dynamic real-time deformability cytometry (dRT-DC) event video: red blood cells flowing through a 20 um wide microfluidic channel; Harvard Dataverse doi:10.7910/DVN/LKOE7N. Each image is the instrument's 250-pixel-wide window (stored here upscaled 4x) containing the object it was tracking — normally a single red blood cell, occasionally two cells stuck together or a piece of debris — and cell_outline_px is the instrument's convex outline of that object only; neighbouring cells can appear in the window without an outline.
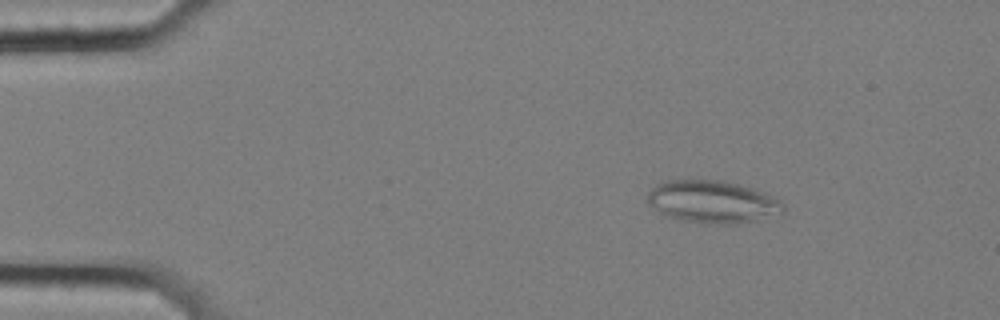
{"species": "common noctule bat (a hibernating species)", "species_latin": "Nyctalus noctula", "temperature_condition": "cold", "stored_images_in_passage": 58, "camera_frame_rate_fps": 3000, "um_per_image_px": 0.085, "animal": {"sex": "female", "body_mass_g": 25.1}, "frame": {"image": 1, "passage_image": 9, "time_ms": 2.667, "image_size_px": [1000, 320], "cell_outline_px": [[784, 212], [756, 220], [736, 224], [708, 224], [680, 220], [668, 216], [660, 212], [648, 204], [648, 192], [656, 184], [664, 180], [684, 176], [724, 180], [752, 188], [776, 196], [780, 200], [784, 208]], "centroid_in_image_um": [60.52, 17.1], "position_along_channel_um": 24.5, "area_um2": 34.62}}
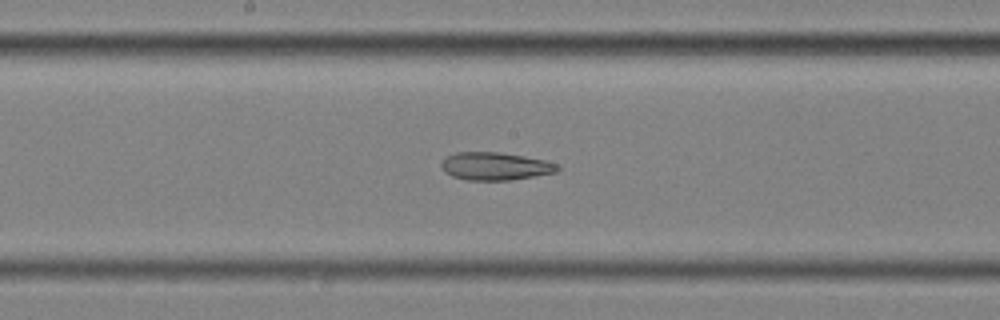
{"frame": {"image": 2, "passage_image": 31, "time_ms": 10.0, "image_size_px": [1000, 320], "cell_outline_px": [[560, 168], [556, 172], [512, 180], [464, 180], [452, 176], [444, 172], [440, 164], [448, 156], [456, 152], [500, 152], [524, 156], [544, 160], [556, 164]], "centroid_in_image_um": [42.07, 14.13], "position_along_channel_um": 206.1, "area_um2": 18.79}}
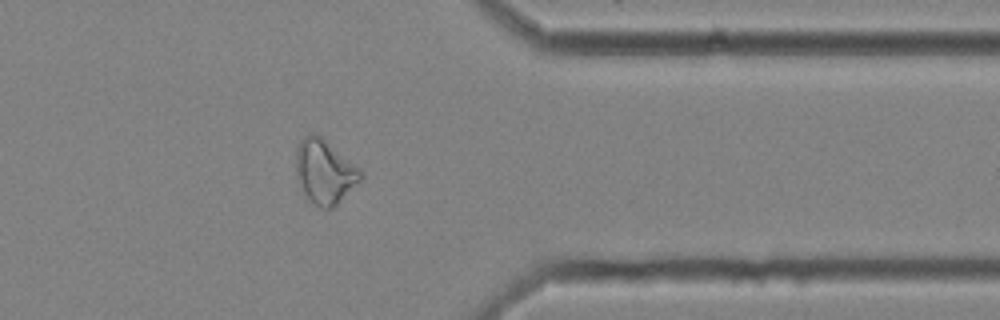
{"frame": {"image": 3, "passage_image": 47, "time_ms": 15.333, "image_size_px": [1000, 320], "cell_outline_px": [[364, 176], [332, 208], [320, 208], [312, 204], [304, 192], [296, 176], [296, 148], [300, 140], [304, 136], [312, 132], [320, 136], [360, 168]], "centroid_in_image_um": [27.57, 14.58], "position_along_channel_um": 383.8, "area_um2": 23.87}, "authors_computed_cell_mechanics": {"area_um2": 25.4031, "velocity_mm_per_s": 3.5117, "shape_relaxation_time_tau1_ms": null, "shape_relaxation_time_tau2_ms": 4.7657, "deformation_change_tau1": null, "deformation_change_tau2": 0.1372}}